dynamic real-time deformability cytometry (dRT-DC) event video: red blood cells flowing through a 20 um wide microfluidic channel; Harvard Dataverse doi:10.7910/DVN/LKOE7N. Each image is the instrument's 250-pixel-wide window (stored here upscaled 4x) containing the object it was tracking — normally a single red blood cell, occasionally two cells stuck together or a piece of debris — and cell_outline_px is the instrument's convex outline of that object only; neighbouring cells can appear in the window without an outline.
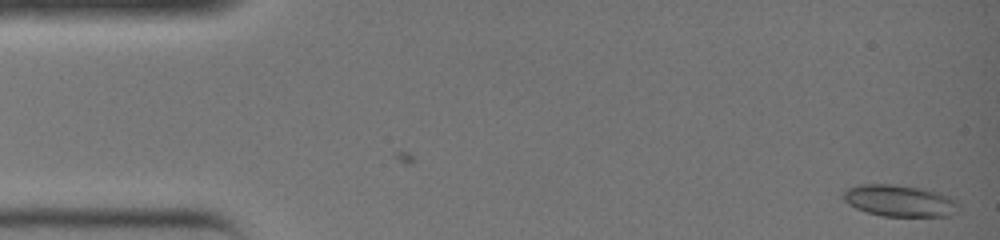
{"species": "common noctule bat (a hibernating species)", "species_latin": "Nyctalus noctula", "temperature_condition": "warm", "stored_images_in_passage": 2, "camera_frame_rate_fps": 3000, "um_per_image_px": 0.085, "animal": {"sex": "female", "body_mass_g": 19.0, "forearm_length_mm": 51.5}, "frame": {"image": 1, "passage_image": 2, "time_ms": 0.333, "image_size_px": [1000, 240], "cell_outline_px": [[960, 212], [948, 216], [880, 216], [856, 208], [848, 204], [840, 196], [840, 192], [848, 188], [860, 184], [892, 184], [920, 188], [936, 192], [948, 196], [956, 200], [960, 208]], "centroid_in_image_um": [76.45, 17.07], "position_along_channel_um": 8.6, "area_um2": 21.5}}